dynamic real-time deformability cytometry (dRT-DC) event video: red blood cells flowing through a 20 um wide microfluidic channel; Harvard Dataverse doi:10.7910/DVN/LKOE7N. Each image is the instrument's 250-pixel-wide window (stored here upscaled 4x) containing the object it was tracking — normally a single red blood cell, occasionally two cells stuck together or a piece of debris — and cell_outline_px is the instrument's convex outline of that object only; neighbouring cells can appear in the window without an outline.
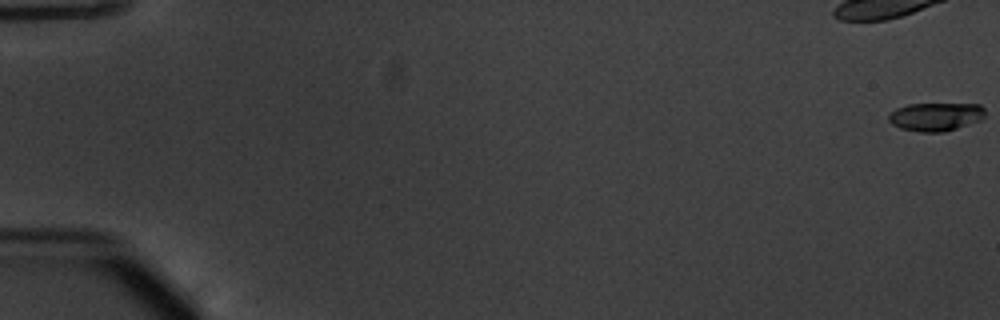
{"species": "common noctule bat (a hibernating species)", "species_latin": "Nyctalus noctula", "temperature_condition": "warm", "stored_images_in_passage": 50, "camera_frame_rate_fps": 3000, "um_per_image_px": 0.085, "animal": {"sex": "male", "body_mass_g": 20.1, "forearm_length_mm": 53.5}, "frame": {"image": 1, "passage_image": 1, "time_ms": 0.0, "image_size_px": [1000, 320], "cell_outline_px": [[984, 116], [980, 120], [944, 132], [920, 132], [900, 128], [892, 124], [888, 120], [888, 116], [896, 108], [908, 104], [980, 104], [984, 108]], "centroid_in_image_um": [79.51, 9.92], "position_along_channel_um": 5.5, "area_um2": 15.84}}
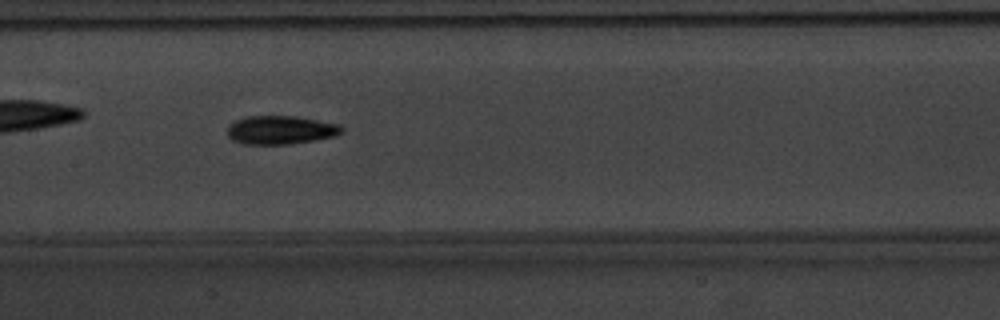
{"frame": {"image": 2, "passage_image": 29, "time_ms": 9.333, "image_size_px": [1000, 320], "cell_outline_px": [[344, 132], [336, 136], [316, 140], [288, 144], [244, 144], [232, 140], [228, 136], [228, 124], [236, 120], [248, 116], [296, 116], [340, 124], [344, 128]], "centroid_in_image_um": [23.88, 11.05], "position_along_channel_um": 183.5, "area_um2": 19.19}}